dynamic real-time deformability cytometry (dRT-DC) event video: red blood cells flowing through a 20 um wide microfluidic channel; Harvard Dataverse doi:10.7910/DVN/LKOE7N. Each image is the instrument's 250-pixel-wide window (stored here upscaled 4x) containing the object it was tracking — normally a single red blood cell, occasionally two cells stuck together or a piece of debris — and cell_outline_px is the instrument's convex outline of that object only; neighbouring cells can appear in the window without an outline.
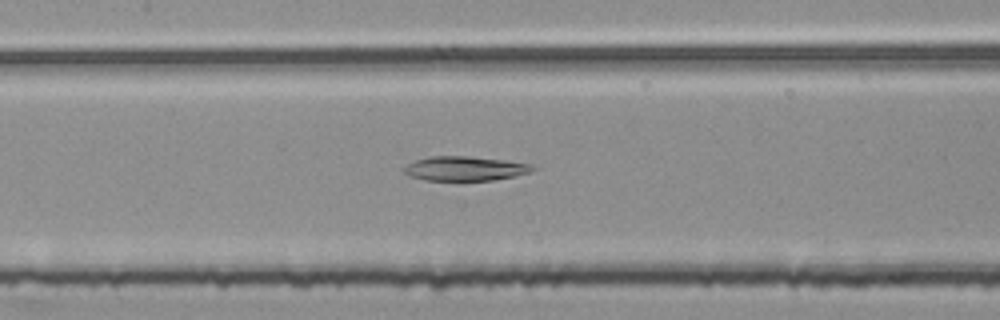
{"species": "common noctule bat (a hibernating species)", "species_latin": "Nyctalus noctula", "temperature_condition": "room temperature", "stored_images_in_passage": 54, "camera_frame_rate_fps": 3000, "um_per_image_px": 0.085, "animal": {"sex": "female", "body_mass_g": 25.1}, "frame": {"image": 1, "passage_image": 25, "time_ms": 8.0, "image_size_px": [1000, 320], "cell_outline_px": [[536, 168], [532, 172], [516, 176], [492, 180], [424, 180], [412, 176], [404, 172], [400, 168], [416, 160], [428, 156], [468, 156], [504, 160], [532, 164]], "centroid_in_image_um": [39.54, 14.32], "position_along_channel_um": 167.9, "area_um2": 18.32}}
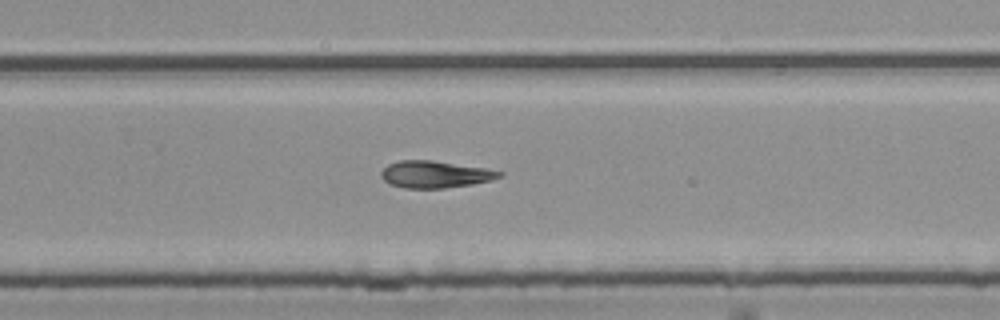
{"frame": {"image": 2, "passage_image": 35, "time_ms": 11.333, "image_size_px": [1000, 320], "cell_outline_px": [[504, 176], [492, 180], [472, 184], [444, 188], [404, 188], [392, 184], [384, 180], [380, 176], [380, 172], [388, 164], [400, 160], [432, 160], [484, 168], [504, 172]], "centroid_in_image_um": [36.99, 14.82], "position_along_channel_um": 292.8, "area_um2": 18.55}}
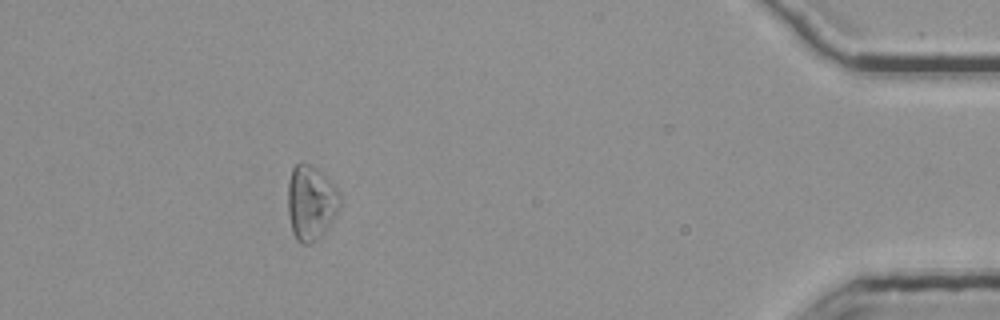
{"frame": {"image": 3, "passage_image": 49, "time_ms": 16.0, "image_size_px": [1000, 320], "cell_outline_px": [[344, 196], [340, 208], [336, 216], [324, 232], [312, 244], [300, 244], [296, 240], [292, 232], [288, 212], [288, 180], [292, 168], [300, 160], [304, 160], [316, 168]], "centroid_in_image_um": [26.44, 17.22], "position_along_channel_um": 408.8, "area_um2": 23.24}}